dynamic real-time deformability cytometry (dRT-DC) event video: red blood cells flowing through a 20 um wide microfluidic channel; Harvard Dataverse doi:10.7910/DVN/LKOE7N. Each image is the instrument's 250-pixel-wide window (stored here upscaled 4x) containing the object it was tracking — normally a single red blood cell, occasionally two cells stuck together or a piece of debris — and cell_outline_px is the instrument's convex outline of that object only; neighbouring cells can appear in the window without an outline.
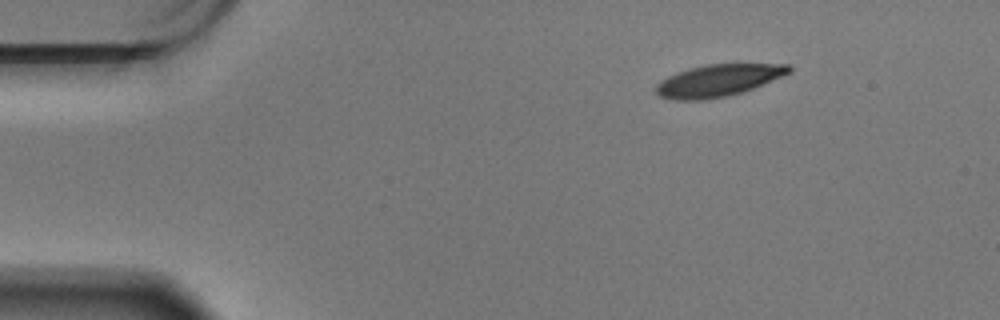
{"species": "Egyptian fruit bat (a non-hibernating species)", "species_latin": "Rousettus aegyptiacus", "temperature_condition": "warm", "stored_images_in_passage": 52, "camera_frame_rate_fps": 3000, "um_per_image_px": 0.085, "animal": {"sex": "male"}, "frame": {"image": 1, "passage_image": 1, "time_ms": 0.0, "image_size_px": [1000, 320], "cell_outline_px": [[792, 72], [784, 76], [752, 88], [728, 96], [704, 100], [672, 100], [660, 96], [656, 92], [656, 84], [660, 80], [676, 72], [688, 68], [704, 64], [788, 64], [792, 68]], "centroid_in_image_um": [61.03, 6.83], "position_along_channel_um": 24.0, "area_um2": 24.91}}
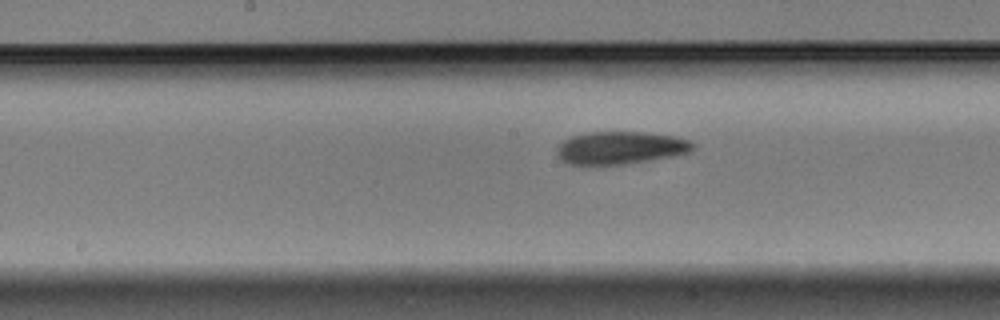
{"frame": {"image": 2, "passage_image": 23, "time_ms": 7.333, "image_size_px": [1000, 320], "cell_outline_px": [[696, 148], [688, 152], [672, 156], [624, 164], [568, 164], [560, 160], [556, 148], [564, 140], [572, 136], [588, 132], [644, 132], [676, 136], [688, 140], [696, 144]], "centroid_in_image_um": [52.75, 12.55], "position_along_channel_um": 195.4, "area_um2": 25.78}}
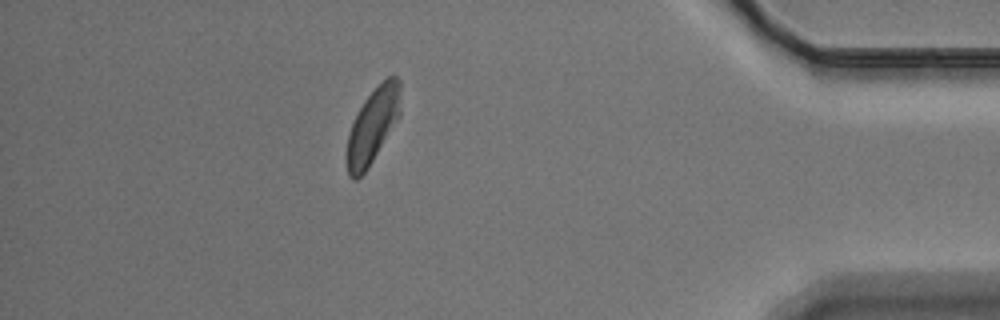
{"frame": {"image": 3, "passage_image": 45, "time_ms": 14.667, "image_size_px": [1000, 320], "cell_outline_px": [[400, 116], [368, 168], [356, 180], [352, 180], [348, 176], [348, 136], [352, 124], [364, 100], [388, 76], [396, 76], [400, 80]], "centroid_in_image_um": [31.71, 10.68], "position_along_channel_um": 403.5, "area_um2": 22.89}, "authors_computed_cell_mechanics": {"area_um2": 25.6921, "velocity_mm_per_s": 3.407, "shape_relaxation_time_tau1_ms": 3.7341, "shape_relaxation_time_tau2_ms": 3.8474, "deformation_change_tau1": 0.1405, "deformation_change_tau2": 0.0836}}